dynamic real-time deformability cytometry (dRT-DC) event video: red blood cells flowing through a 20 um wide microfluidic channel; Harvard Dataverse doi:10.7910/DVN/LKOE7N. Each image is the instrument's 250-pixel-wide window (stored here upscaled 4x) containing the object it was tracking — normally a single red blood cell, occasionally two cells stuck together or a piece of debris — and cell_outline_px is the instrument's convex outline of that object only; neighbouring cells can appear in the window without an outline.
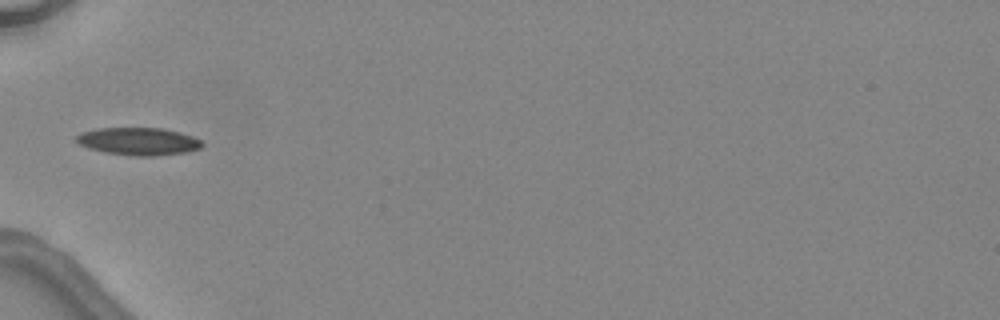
{"species": "common noctule bat (a hibernating species)", "species_latin": "Nyctalus noctula", "temperature_condition": "warm", "stored_images_in_passage": 4, "camera_frame_rate_fps": 3000, "um_per_image_px": 0.085, "animal": {"sex": "female", "body_mass_g": 24.6, "forearm_length_mm": 56.2}, "frame": {"image": 1, "passage_image": 4, "time_ms": 3.333, "image_size_px": [1000, 320], "cell_outline_px": [[204, 144], [200, 148], [188, 152], [156, 156], [136, 156], [104, 152], [88, 148], [80, 144], [76, 140], [76, 136], [80, 132], [96, 128], [164, 128], [180, 132], [192, 136], [200, 140]], "centroid_in_image_um": [11.78, 12.01], "position_along_channel_um": 73.2, "area_um2": 20.35}}